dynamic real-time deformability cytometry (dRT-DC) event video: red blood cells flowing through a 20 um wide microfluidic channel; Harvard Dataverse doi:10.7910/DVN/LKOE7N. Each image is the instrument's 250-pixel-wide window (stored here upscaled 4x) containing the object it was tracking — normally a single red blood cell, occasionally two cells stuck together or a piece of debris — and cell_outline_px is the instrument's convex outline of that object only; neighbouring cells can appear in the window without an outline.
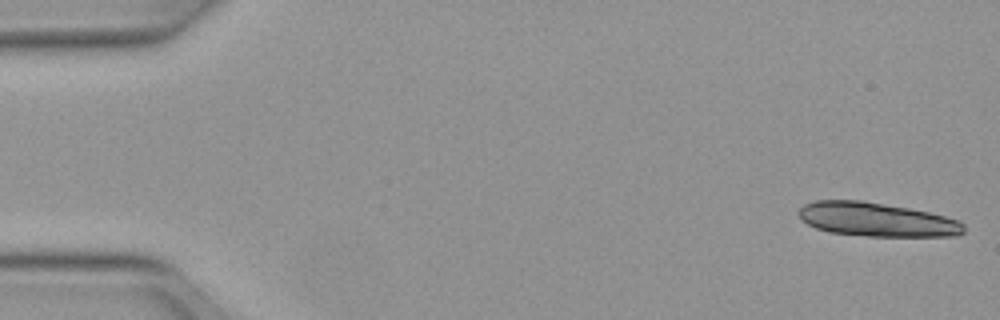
{"species": "Egyptian fruit bat (a non-hibernating species)", "species_latin": "Rousettus aegyptiacus", "temperature_condition": "warm", "stored_images_in_passage": 12, "camera_frame_rate_fps": 3000, "um_per_image_px": 0.085, "animal": {"sex": "female"}, "frame": {"image": 1, "passage_image": 1, "time_ms": 0.0, "image_size_px": [1000, 320], "cell_outline_px": [[964, 232], [956, 236], [868, 236], [832, 232], [816, 228], [808, 224], [800, 216], [800, 208], [804, 204], [816, 200], [864, 200], [908, 208], [928, 212], [960, 220], [964, 224]], "centroid_in_image_um": [74.55, 18.65], "position_along_channel_um": 10.5, "area_um2": 32.43}}